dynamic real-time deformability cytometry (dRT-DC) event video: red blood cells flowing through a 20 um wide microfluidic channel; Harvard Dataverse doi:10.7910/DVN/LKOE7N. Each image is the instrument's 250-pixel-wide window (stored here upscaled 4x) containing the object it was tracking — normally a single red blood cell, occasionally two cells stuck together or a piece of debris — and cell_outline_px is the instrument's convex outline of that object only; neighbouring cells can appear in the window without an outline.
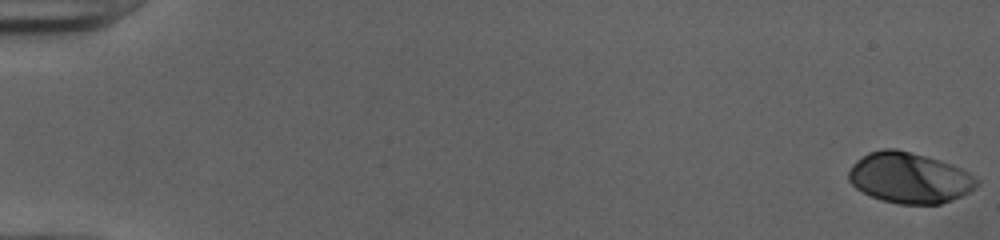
{"species": "human", "species_latin": "Homo sapiens", "temperature_condition": "cold", "stored_images_in_passage": 53, "camera_frame_rate_fps": 3000, "um_per_image_px": 0.085, "donor": {"sex": "female"}, "frame": {"image": 1, "passage_image": 1, "time_ms": 0.0, "image_size_px": [1000, 240], "cell_outline_px": [[980, 184], [968, 192], [952, 200], [940, 204], [900, 204], [884, 200], [872, 196], [856, 188], [848, 180], [848, 172], [852, 164], [856, 160], [868, 152], [884, 148], [896, 148], [952, 164], [968, 172], [980, 180]], "centroid_in_image_um": [77.3, 15.11], "position_along_channel_um": 7.7, "area_um2": 37.74}}
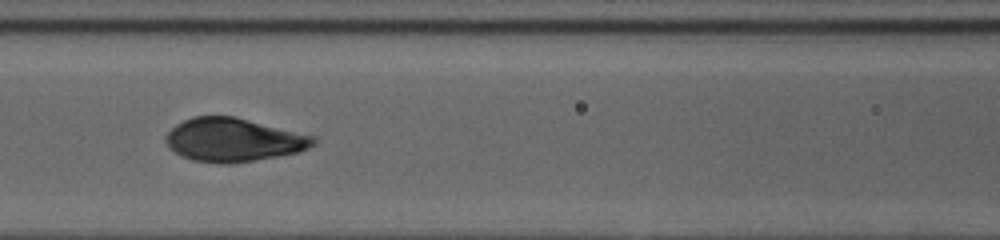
{"frame": {"image": 2, "passage_image": 25, "time_ms": 8.0, "image_size_px": [1000, 240], "cell_outline_px": [[320, 140], [316, 144], [300, 152], [256, 160], [228, 164], [216, 164], [192, 160], [180, 156], [168, 148], [164, 140], [164, 136], [176, 124], [192, 116], [236, 116], [316, 136]], "centroid_in_image_um": [19.86, 11.89], "position_along_channel_um": 146.7, "area_um2": 38.09}}
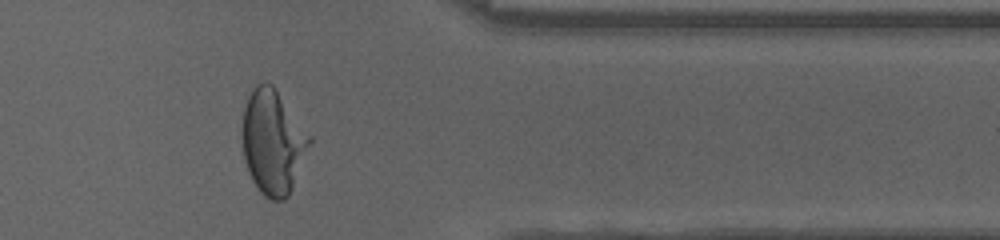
{"frame": {"image": 3, "passage_image": 44, "time_ms": 14.333, "image_size_px": [1000, 240], "cell_outline_px": [[312, 140], [292, 188], [288, 196], [284, 200], [272, 200], [264, 196], [260, 192], [252, 180], [244, 160], [244, 108], [248, 96], [256, 84], [272, 84], [312, 136]], "centroid_in_image_um": [23.22, 12.09], "position_along_channel_um": 388.2, "area_um2": 40.29}, "authors_computed_cell_mechanics": {"area_um2": 38.148, "velocity_mm_per_s": 3.9863, "shape_relaxation_time_tau1_ms": 4.2377, "shape_relaxation_time_tau2_ms": null, "deformation_change_tau1": 0.2079, "deformation_change_tau2": null}}